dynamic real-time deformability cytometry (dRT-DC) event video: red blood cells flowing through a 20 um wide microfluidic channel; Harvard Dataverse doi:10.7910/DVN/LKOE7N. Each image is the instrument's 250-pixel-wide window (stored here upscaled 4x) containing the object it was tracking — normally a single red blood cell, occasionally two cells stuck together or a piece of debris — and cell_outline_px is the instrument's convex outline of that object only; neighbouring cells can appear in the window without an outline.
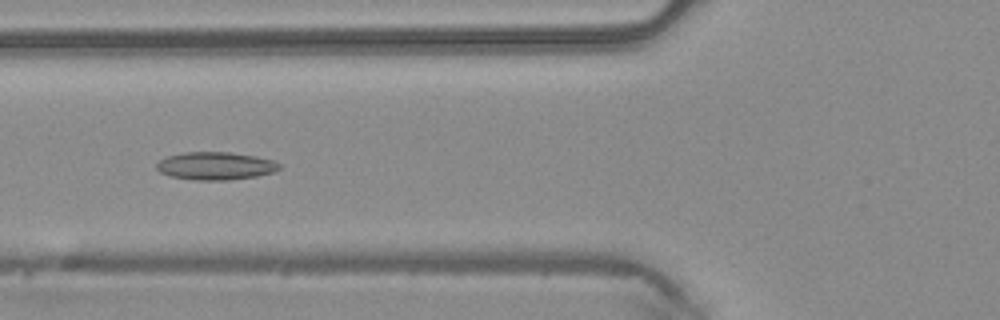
{"species": "common noctule bat (a hibernating species)", "species_latin": "Nyctalus noctula", "temperature_condition": "warm", "stored_images_in_passage": 8, "camera_frame_rate_fps": 3000, "um_per_image_px": 0.085, "animal": {"sex": "male", "body_mass_g": 20.4}, "frame": {"image": 1, "passage_image": 5, "time_ms": 1.333, "image_size_px": [1000, 320], "cell_outline_px": [[280, 168], [272, 172], [256, 176], [228, 180], [196, 180], [172, 176], [160, 172], [156, 168], [156, 164], [160, 160], [168, 156], [184, 152], [232, 152], [256, 156], [272, 160], [280, 164]], "centroid_in_image_um": [18.32, 14.09], "position_along_channel_um": 107.5, "area_um2": 19.77}}